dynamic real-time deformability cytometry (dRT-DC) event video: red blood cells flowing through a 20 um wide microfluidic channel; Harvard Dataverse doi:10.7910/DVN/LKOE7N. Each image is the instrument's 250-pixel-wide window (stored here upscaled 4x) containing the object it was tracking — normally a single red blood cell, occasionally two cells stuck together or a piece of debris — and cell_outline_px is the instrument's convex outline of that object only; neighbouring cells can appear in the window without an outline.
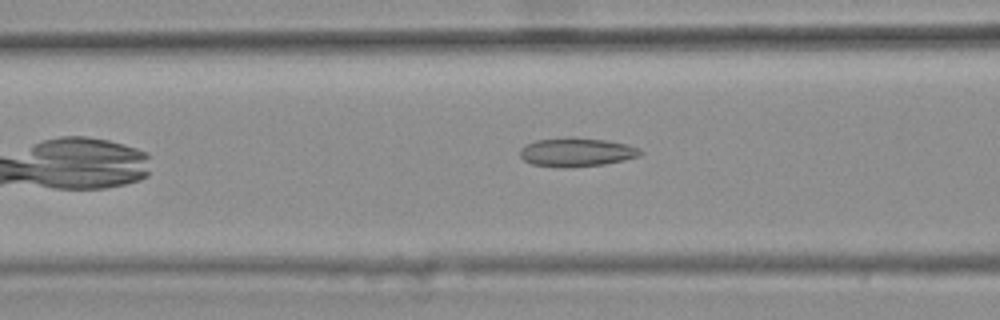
{"species": "common noctule bat (a hibernating species)", "species_latin": "Nyctalus noctula", "temperature_condition": "warm", "stored_images_in_passage": 38, "camera_frame_rate_fps": 3000, "um_per_image_px": 0.085, "animal": {"sex": "female", "body_mass_g": 25.1}, "frame": {"image": 1, "passage_image": 10, "time_ms": 3.0, "image_size_px": [1000, 320], "cell_outline_px": [[644, 152], [640, 156], [624, 160], [604, 164], [568, 168], [564, 168], [532, 164], [524, 160], [520, 156], [520, 148], [524, 144], [536, 140], [572, 136], [604, 140], [624, 144], [640, 148]], "centroid_in_image_um": [48.99, 12.93], "position_along_channel_um": 117.6, "area_um2": 20.4}}
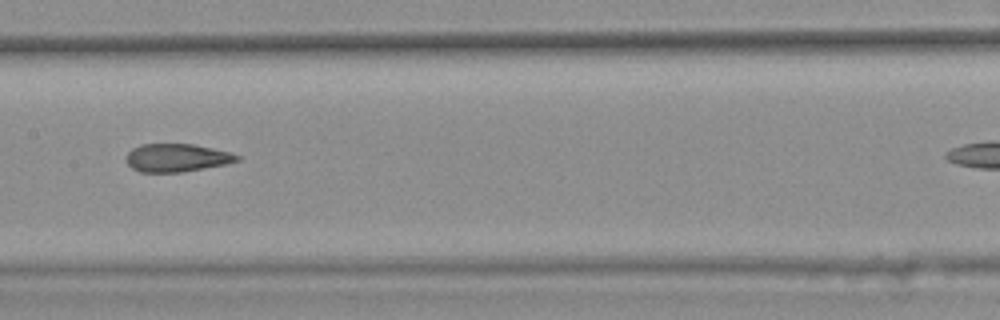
{"frame": {"image": 2, "passage_image": 16, "time_ms": 5.0, "image_size_px": [1000, 320], "cell_outline_px": [[240, 160], [224, 164], [180, 172], [140, 172], [132, 168], [128, 164], [128, 152], [132, 148], [140, 144], [192, 144], [232, 152], [240, 156]], "centroid_in_image_um": [15.03, 13.4], "position_along_channel_um": 192.4, "area_um2": 17.92}}
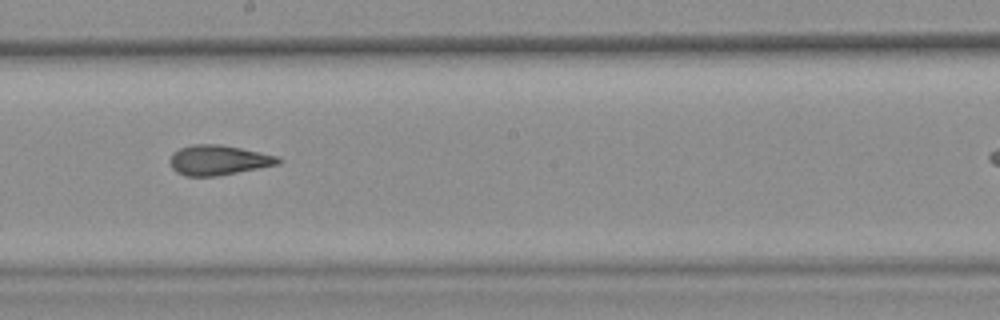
{"frame": {"image": 3, "passage_image": 19, "time_ms": 6.0, "image_size_px": [1000, 320], "cell_outline_px": [[284, 160], [280, 164], [216, 176], [184, 176], [176, 172], [172, 168], [168, 160], [172, 152], [180, 148], [192, 144], [220, 144], [240, 148], [276, 156]], "centroid_in_image_um": [18.52, 13.61], "position_along_channel_um": 229.7, "area_um2": 18.96}, "authors_computed_cell_mechanics": {"area_um2": 18.9584, "velocity_mm_per_s": 3.7398, "shape_relaxation_time_tau1_ms": null, "shape_relaxation_time_tau2_ms": 2.2853, "deformation_change_tau1": null, "deformation_change_tau2": 0.1137}}